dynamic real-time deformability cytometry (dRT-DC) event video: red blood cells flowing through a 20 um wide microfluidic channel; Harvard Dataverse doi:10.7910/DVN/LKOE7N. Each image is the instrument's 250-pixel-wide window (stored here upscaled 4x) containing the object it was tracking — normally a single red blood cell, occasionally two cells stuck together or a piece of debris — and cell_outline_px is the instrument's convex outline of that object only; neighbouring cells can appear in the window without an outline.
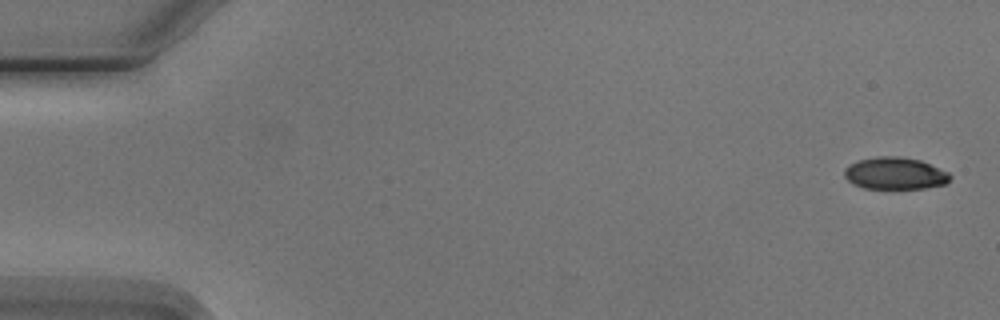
{"species": "Egyptian fruit bat (a non-hibernating species)", "species_latin": "Rousettus aegyptiacus", "temperature_condition": "cold", "stored_images_in_passage": 4, "camera_frame_rate_fps": 3000, "um_per_image_px": 0.085, "animal": {"sex": "male"}, "frame": {"image": 1, "passage_image": 1, "time_ms": 0.0, "image_size_px": [1000, 320], "cell_outline_px": [[952, 176], [944, 184], [924, 188], [864, 188], [852, 184], [844, 176], [844, 168], [848, 164], [860, 160], [876, 156], [900, 156], [920, 160], [948, 172]], "centroid_in_image_um": [76.04, 14.73], "position_along_channel_um": 9.0, "area_um2": 19.71}}